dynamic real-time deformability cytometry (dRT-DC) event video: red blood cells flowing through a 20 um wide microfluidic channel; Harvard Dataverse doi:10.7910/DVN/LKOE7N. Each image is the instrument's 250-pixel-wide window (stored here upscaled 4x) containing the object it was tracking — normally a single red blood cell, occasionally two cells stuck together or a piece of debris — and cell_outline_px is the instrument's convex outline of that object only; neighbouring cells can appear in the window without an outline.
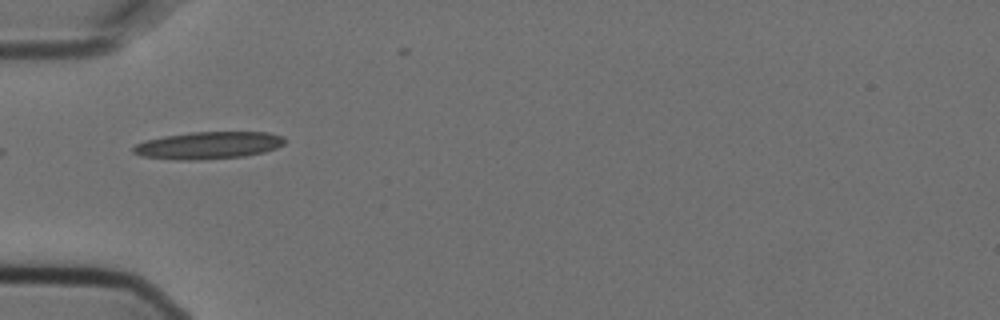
{"species": "Egyptian fruit bat (a non-hibernating species)", "species_latin": "Rousettus aegyptiacus", "temperature_condition": "cold", "stored_images_in_passage": 5, "camera_frame_rate_fps": 3000, "um_per_image_px": 0.085, "animal": {"sex": "female"}, "frame": {"image": 1, "passage_image": 1, "time_ms": 0.0, "image_size_px": [1000, 320], "cell_outline_px": [[288, 140], [284, 144], [276, 148], [264, 152], [244, 156], [200, 160], [176, 160], [140, 156], [132, 152], [132, 148], [136, 144], [148, 140], [164, 136], [192, 132], [268, 132], [284, 136]], "centroid_in_image_um": [17.74, 12.35], "position_along_channel_um": 67.3, "area_um2": 24.22}}
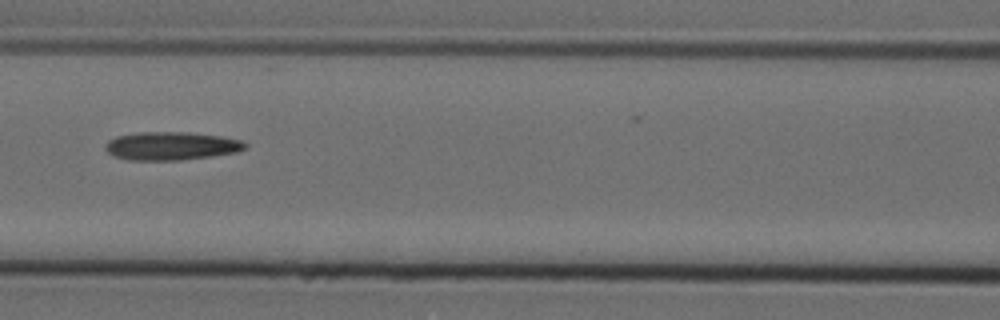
{"frame": {"image": 2, "passage_image": 3, "time_ms": 0.667, "image_size_px": [1000, 320], "cell_outline_px": [[248, 144], [244, 148], [236, 152], [212, 156], [180, 160], [128, 160], [116, 156], [108, 152], [104, 148], [104, 144], [108, 140], [116, 136], [140, 132], [188, 132], [224, 136], [244, 140]], "centroid_in_image_um": [14.57, 12.39], "position_along_channel_um": 152.0, "area_um2": 23.18}}
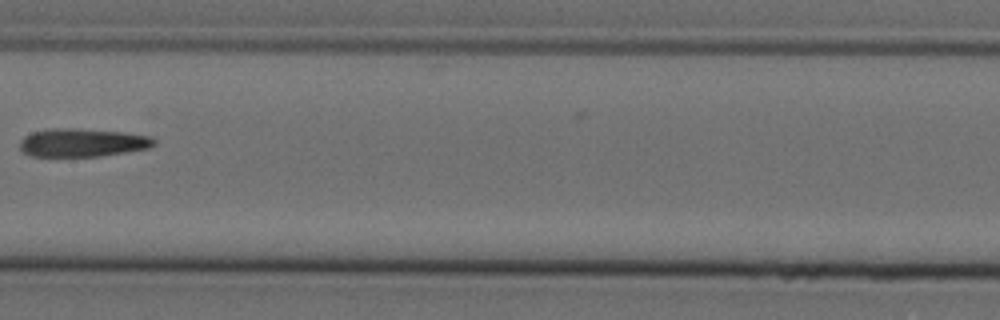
{"frame": {"image": 3, "passage_image": 4, "time_ms": 1.0, "image_size_px": [1000, 320], "cell_outline_px": [[156, 144], [148, 148], [128, 152], [100, 156], [32, 156], [24, 152], [20, 148], [20, 140], [24, 136], [32, 132], [52, 128], [76, 128], [124, 132], [152, 136], [156, 140]], "centroid_in_image_um": [7.03, 12.11], "position_along_channel_um": 200.4, "area_um2": 22.25}}